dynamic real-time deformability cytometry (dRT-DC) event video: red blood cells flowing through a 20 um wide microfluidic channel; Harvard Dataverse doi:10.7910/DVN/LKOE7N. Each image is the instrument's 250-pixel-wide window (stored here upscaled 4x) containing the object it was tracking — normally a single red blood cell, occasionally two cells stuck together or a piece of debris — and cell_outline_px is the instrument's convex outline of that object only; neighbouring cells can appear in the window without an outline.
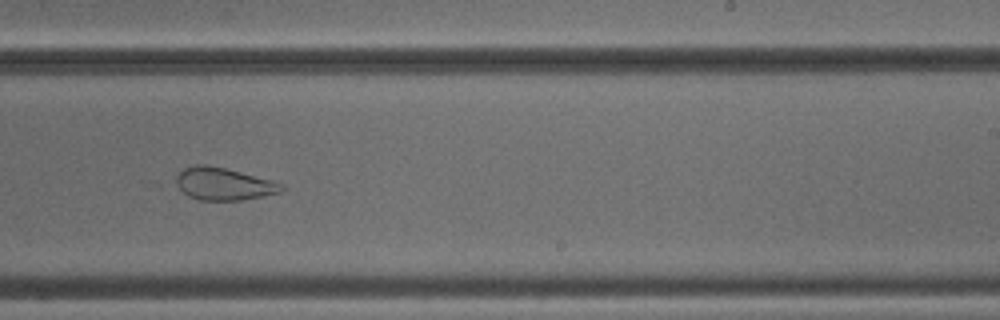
{"species": "common noctule bat (a hibernating species)", "species_latin": "Nyctalus noctula", "temperature_condition": "cold", "stored_images_in_passage": 40, "camera_frame_rate_fps": 3000, "um_per_image_px": 0.085, "animal": {"sex": "male", "body_mass_g": 18.8}, "frame": {"image": 1, "passage_image": 21, "time_ms": 6.667, "image_size_px": [1000, 320], "cell_outline_px": [[284, 188], [280, 192], [240, 200], [200, 200], [188, 196], [176, 184], [176, 176], [184, 168], [196, 164], [204, 164], [224, 168], [272, 180], [284, 184]], "centroid_in_image_um": [19.0, 15.63], "position_along_channel_um": 270.0, "area_um2": 19.65}}
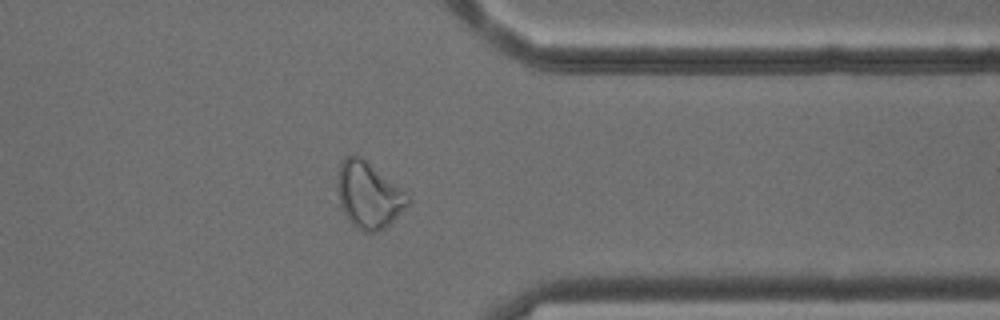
{"frame": {"image": 2, "passage_image": 30, "time_ms": 9.667, "image_size_px": [1000, 320], "cell_outline_px": [[408, 204], [384, 228], [376, 232], [364, 232], [356, 228], [352, 224], [340, 208], [336, 192], [336, 184], [340, 164], [344, 156], [352, 152], [360, 156], [400, 188], [408, 196]], "centroid_in_image_um": [31.24, 16.56], "position_along_channel_um": 380.2, "area_um2": 26.93}}
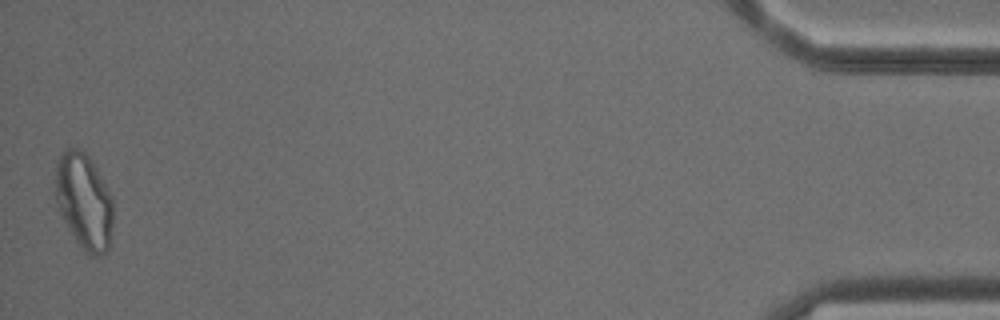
{"frame": {"image": 3, "passage_image": 40, "time_ms": 13.0, "image_size_px": [1000, 320], "cell_outline_px": [[112, 228], [108, 248], [100, 256], [88, 256], [84, 252], [68, 228], [60, 212], [56, 200], [56, 160], [64, 148], [80, 148], [92, 160], [112, 196]], "centroid_in_image_um": [7.14, 17.09], "position_along_channel_um": 428.1, "area_um2": 32.31}}